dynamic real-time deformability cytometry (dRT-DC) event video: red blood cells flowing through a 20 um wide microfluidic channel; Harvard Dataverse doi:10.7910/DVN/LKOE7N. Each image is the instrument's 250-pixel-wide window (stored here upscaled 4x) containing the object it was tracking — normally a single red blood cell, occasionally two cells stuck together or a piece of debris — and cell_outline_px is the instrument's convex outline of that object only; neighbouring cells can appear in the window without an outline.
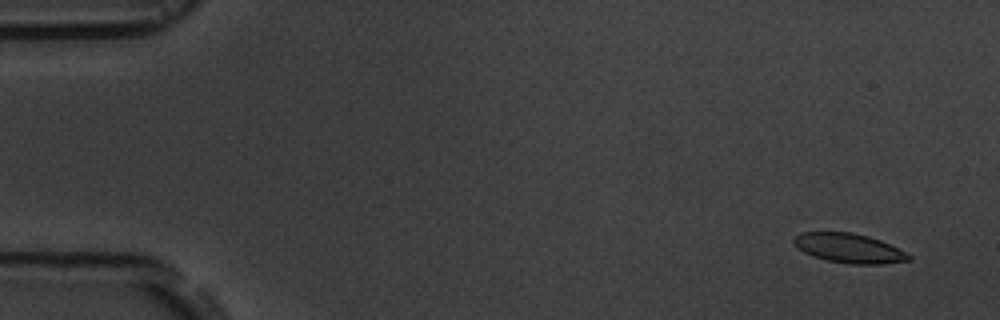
{"species": "common noctule bat (a hibernating species)", "species_latin": "Nyctalus noctula", "temperature_condition": "room temperature", "stored_images_in_passage": 6, "camera_frame_rate_fps": 3000, "um_per_image_px": 0.085, "animal": {"sex": "male", "body_mass_g": 19.5, "forearm_length_mm": 54.6}, "frame": {"image": 1, "passage_image": 1, "time_ms": 0.0, "image_size_px": [1000, 320], "cell_outline_px": [[912, 260], [880, 264], [848, 264], [828, 260], [812, 256], [804, 252], [792, 244], [792, 240], [800, 232], [852, 232], [868, 236], [880, 240], [912, 256]], "centroid_in_image_um": [72.13, 21.09], "position_along_channel_um": 12.9, "area_um2": 19.65}}
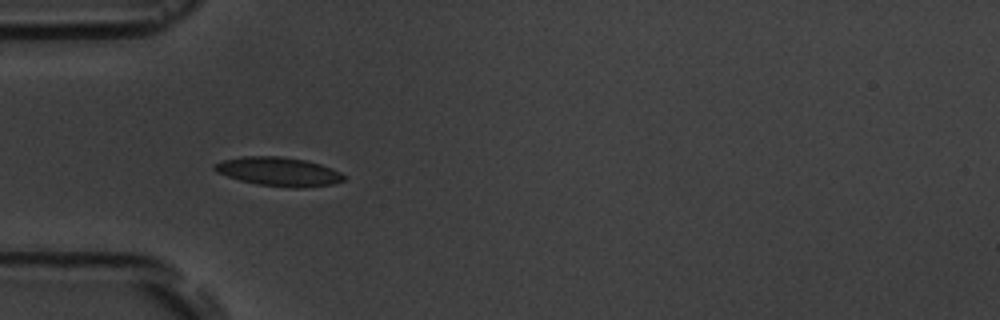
{"frame": {"image": 2, "passage_image": 5, "time_ms": 4.667, "image_size_px": [1000, 320], "cell_outline_px": [[348, 176], [344, 180], [332, 184], [304, 188], [292, 188], [256, 184], [240, 180], [216, 172], [212, 168], [212, 164], [224, 160], [240, 156], [280, 156], [304, 160], [320, 164], [332, 168]], "centroid_in_image_um": [23.69, 14.59], "position_along_channel_um": 61.3, "area_um2": 21.91}}
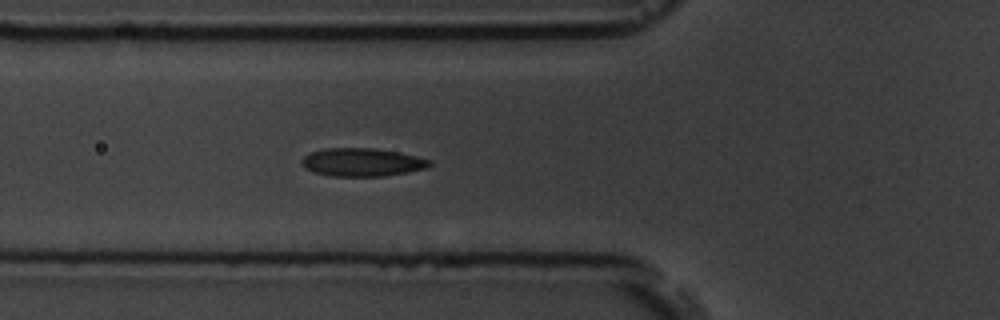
{"frame": {"image": 3, "passage_image": 6, "time_ms": 5.667, "image_size_px": [1000, 320], "cell_outline_px": [[432, 164], [428, 168], [408, 172], [384, 176], [332, 176], [312, 172], [304, 168], [300, 164], [300, 160], [304, 156], [312, 152], [324, 148], [376, 148], [400, 152], [432, 160]], "centroid_in_image_um": [30.78, 13.79], "position_along_channel_um": 95.0, "area_um2": 21.27}}